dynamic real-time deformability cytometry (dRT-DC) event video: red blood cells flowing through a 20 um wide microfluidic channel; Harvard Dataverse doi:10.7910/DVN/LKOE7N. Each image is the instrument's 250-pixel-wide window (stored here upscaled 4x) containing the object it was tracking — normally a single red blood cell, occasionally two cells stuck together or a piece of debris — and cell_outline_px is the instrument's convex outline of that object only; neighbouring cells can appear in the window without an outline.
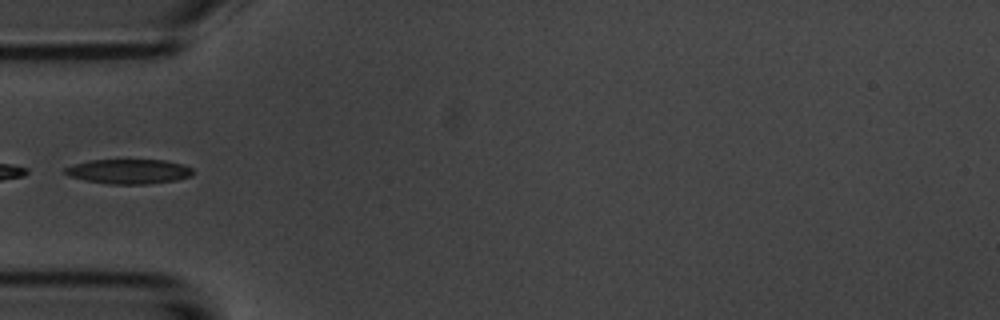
{"species": "common noctule bat (a hibernating species)", "species_latin": "Nyctalus noctula", "temperature_condition": "room temperature", "stored_images_in_passage": 6, "camera_frame_rate_fps": 3000, "um_per_image_px": 0.085, "animal": {"sex": "male", "body_mass_g": 20.1, "forearm_length_mm": 53.5}, "frame": {"image": 1, "passage_image": 4, "time_ms": 4.333, "image_size_px": [1000, 320], "cell_outline_px": [[196, 172], [192, 176], [176, 180], [148, 184], [108, 184], [84, 180], [68, 176], [64, 172], [64, 168], [72, 164], [88, 160], [164, 160], [184, 164], [192, 168]], "centroid_in_image_um": [10.96, 14.57], "position_along_channel_um": 74.0, "area_um2": 18.67}}
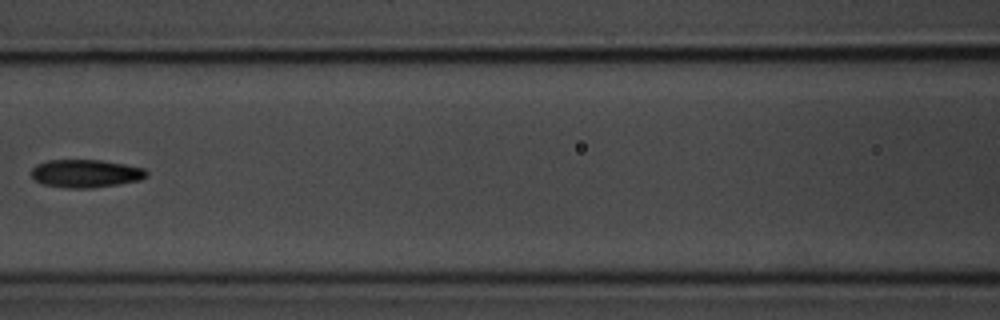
{"frame": {"image": 2, "passage_image": 6, "time_ms": 6.667, "image_size_px": [1000, 320], "cell_outline_px": [[148, 176], [140, 180], [92, 188], [64, 188], [44, 184], [36, 180], [32, 176], [32, 168], [36, 164], [48, 160], [100, 160], [124, 164], [144, 168], [148, 172]], "centroid_in_image_um": [7.29, 14.74], "position_along_channel_um": 159.3, "area_um2": 18.73}}